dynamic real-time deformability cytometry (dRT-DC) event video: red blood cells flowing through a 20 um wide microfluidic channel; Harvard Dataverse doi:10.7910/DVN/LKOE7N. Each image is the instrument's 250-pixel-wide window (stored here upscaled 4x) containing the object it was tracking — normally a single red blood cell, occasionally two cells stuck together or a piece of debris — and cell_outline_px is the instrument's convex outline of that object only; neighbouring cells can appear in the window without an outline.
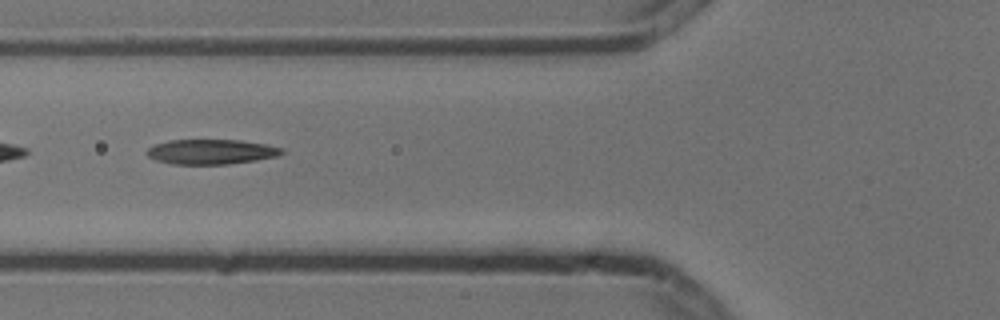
{"species": "common noctule bat (a hibernating species)", "species_latin": "Nyctalus noctula", "temperature_condition": "cold", "stored_images_in_passage": 7, "camera_frame_rate_fps": 3000, "um_per_image_px": 0.085, "animal": {"sex": "male", "body_mass_g": 13.3}, "frame": {"image": 1, "passage_image": 2, "time_ms": 0.333, "image_size_px": [1000, 320], "cell_outline_px": [[284, 152], [276, 156], [256, 160], [228, 164], [172, 164], [156, 160], [148, 156], [144, 152], [148, 148], [156, 144], [168, 140], [240, 140], [264, 144], [284, 148]], "centroid_in_image_um": [17.93, 12.9], "position_along_channel_um": 107.9, "area_um2": 19.54}}
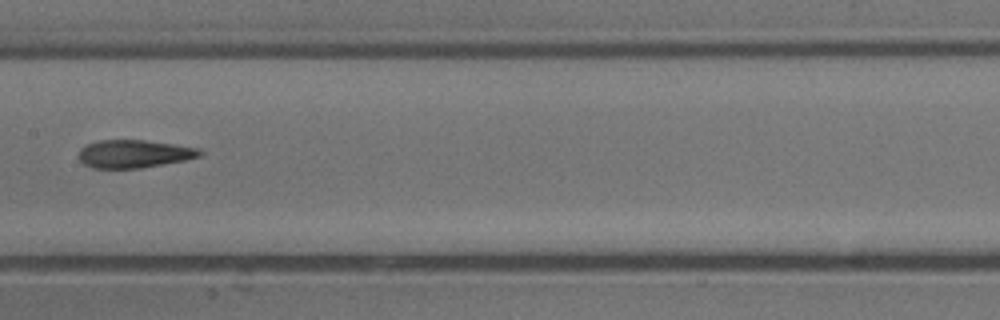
{"frame": {"image": 2, "passage_image": 4, "time_ms": 1.0, "image_size_px": [1000, 320], "cell_outline_px": [[204, 152], [200, 156], [184, 160], [140, 168], [92, 168], [84, 164], [80, 160], [80, 148], [88, 144], [100, 140], [144, 140], [200, 148]], "centroid_in_image_um": [11.41, 13.07], "position_along_channel_um": 196.0, "area_um2": 19.54}}
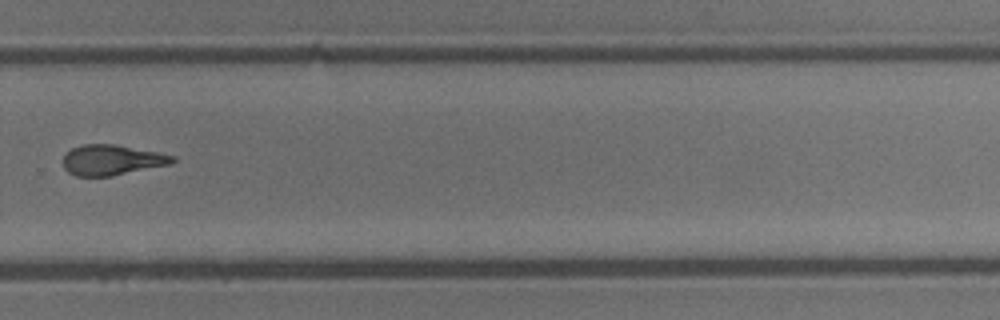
{"frame": {"image": 3, "passage_image": 7, "time_ms": 2.0, "image_size_px": [1000, 320], "cell_outline_px": [[176, 160], [172, 164], [112, 176], [76, 176], [68, 172], [64, 168], [64, 156], [72, 148], [84, 144], [112, 144], [156, 152], [176, 156]], "centroid_in_image_um": [9.53, 13.61], "position_along_channel_um": 320.3, "area_um2": 19.25}}